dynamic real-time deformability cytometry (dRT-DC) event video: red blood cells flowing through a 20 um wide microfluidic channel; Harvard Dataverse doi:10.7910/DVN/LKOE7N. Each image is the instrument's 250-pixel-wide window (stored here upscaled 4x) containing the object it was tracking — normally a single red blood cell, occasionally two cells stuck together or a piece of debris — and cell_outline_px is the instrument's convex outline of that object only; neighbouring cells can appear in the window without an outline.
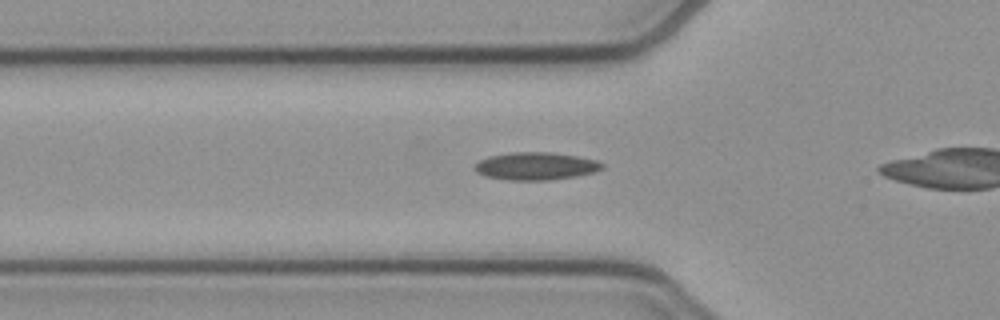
{"species": "common noctule bat (a hibernating species)", "species_latin": "Nyctalus noctula", "temperature_condition": "cold", "stored_images_in_passage": 28, "camera_frame_rate_fps": 3000, "um_per_image_px": 0.085, "animal": {"sex": "female", "body_mass_g": 21.9}, "frame": {"image": 1, "passage_image": 3, "time_ms": 0.667, "image_size_px": [1000, 320], "cell_outline_px": [[604, 168], [596, 172], [576, 176], [548, 180], [504, 180], [484, 176], [476, 172], [472, 168], [480, 160], [488, 156], [512, 152], [552, 152], [576, 156], [596, 160], [604, 164]], "centroid_in_image_um": [45.53, 14.12], "position_along_channel_um": 80.3, "area_um2": 20.75}}
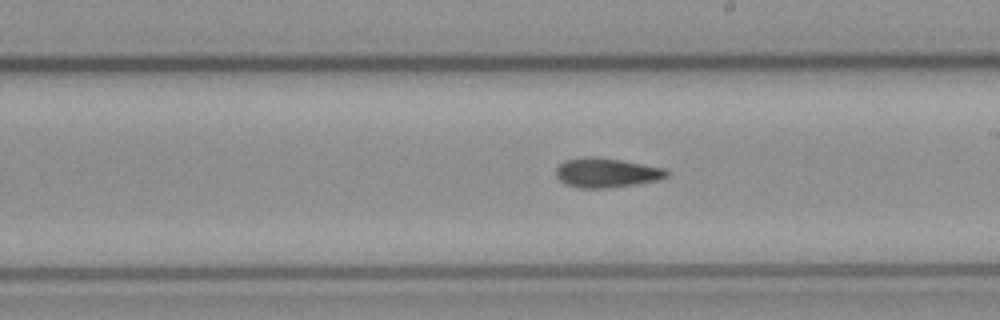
{"frame": {"image": 2, "passage_image": 15, "time_ms": 4.667, "image_size_px": [1000, 320], "cell_outline_px": [[668, 176], [660, 180], [636, 184], [608, 188], [576, 188], [564, 184], [556, 176], [556, 168], [564, 160], [584, 156], [592, 156], [620, 160], [664, 168], [668, 172]], "centroid_in_image_um": [51.51, 14.69], "position_along_channel_um": 237.5, "area_um2": 19.13}}
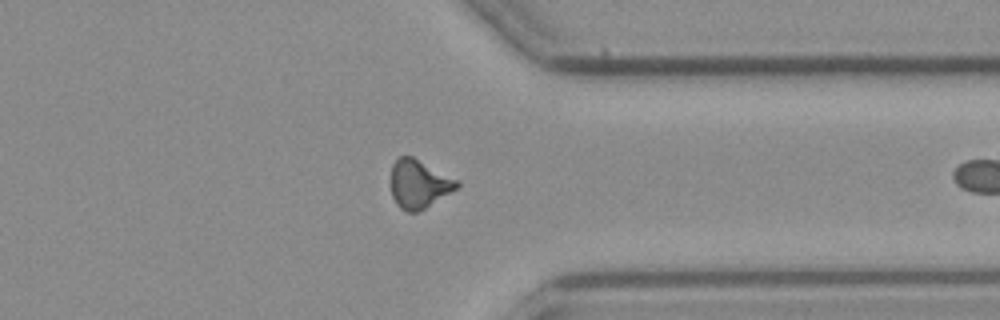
{"frame": {"image": 3, "passage_image": 26, "time_ms": 8.333, "image_size_px": [1000, 320], "cell_outline_px": [[460, 184], [452, 192], [424, 208], [416, 212], [408, 212], [400, 208], [396, 204], [392, 196], [392, 164], [400, 156], [412, 156], [460, 180]], "centroid_in_image_um": [35.63, 15.63], "position_along_channel_um": 375.8, "area_um2": 18.55}}